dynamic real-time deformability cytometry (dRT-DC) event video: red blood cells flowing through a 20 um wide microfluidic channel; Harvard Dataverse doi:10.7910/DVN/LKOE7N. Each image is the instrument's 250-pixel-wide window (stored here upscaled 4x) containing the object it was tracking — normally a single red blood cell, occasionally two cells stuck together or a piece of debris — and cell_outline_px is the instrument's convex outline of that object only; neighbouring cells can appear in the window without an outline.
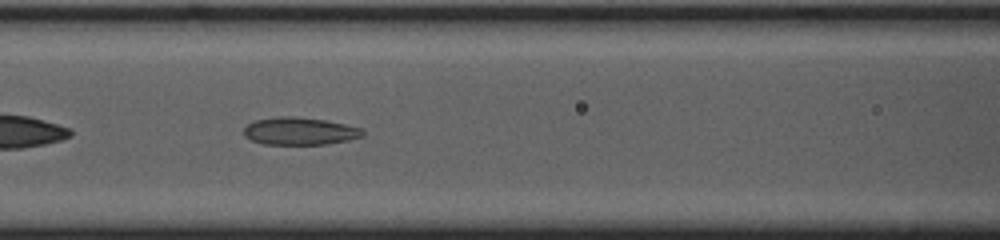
{"species": "common noctule bat (a hibernating species)", "species_latin": "Nyctalus noctula", "temperature_condition": "cold", "stored_images_in_passage": 41, "camera_frame_rate_fps": 3000, "um_per_image_px": 0.085, "animal": {"sex": "female", "body_mass_g": 23.0, "forearm_length_mm": 53.4}, "frame": {"image": 1, "passage_image": 9, "time_ms": 2.667, "image_size_px": [1000, 240], "cell_outline_px": [[364, 136], [348, 140], [324, 144], [264, 144], [252, 140], [244, 136], [244, 128], [248, 124], [256, 120], [280, 116], [296, 116], [324, 120], [364, 128]], "centroid_in_image_um": [25.5, 11.14], "position_along_channel_um": 141.1, "area_um2": 19.02}}
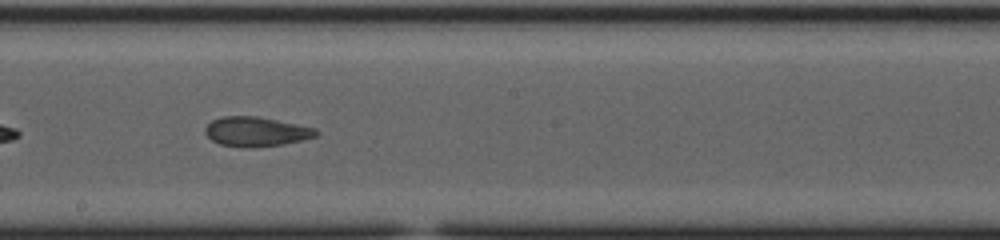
{"frame": {"image": 2, "passage_image": 16, "time_ms": 5.0, "image_size_px": [1000, 240], "cell_outline_px": [[320, 132], [316, 136], [284, 144], [252, 148], [240, 148], [220, 144], [212, 140], [204, 132], [204, 128], [212, 120], [224, 116], [256, 116], [316, 128]], "centroid_in_image_um": [21.75, 11.2], "position_along_channel_um": 226.4, "area_um2": 19.13}}
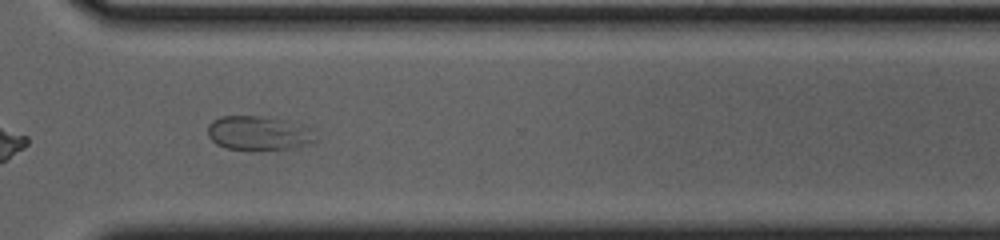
{"frame": {"image": 3, "passage_image": 26, "time_ms": 8.333, "image_size_px": [1000, 240], "cell_outline_px": [[320, 140], [316, 144], [288, 148], [252, 152], [228, 148], [216, 144], [208, 136], [208, 124], [212, 120], [220, 116], [256, 116], [288, 120], [304, 124], [316, 128]], "centroid_in_image_um": [22.13, 11.34], "position_along_channel_um": 348.5, "area_um2": 22.72}, "authors_computed_cell_mechanics": {"area_um2": 20.4034, "velocity_mm_per_s": 3.6616, "shape_relaxation_time_tau1_ms": null, "shape_relaxation_time_tau2_ms": 1.4202, "deformation_change_tau1": null, "deformation_change_tau2": 0.068}}